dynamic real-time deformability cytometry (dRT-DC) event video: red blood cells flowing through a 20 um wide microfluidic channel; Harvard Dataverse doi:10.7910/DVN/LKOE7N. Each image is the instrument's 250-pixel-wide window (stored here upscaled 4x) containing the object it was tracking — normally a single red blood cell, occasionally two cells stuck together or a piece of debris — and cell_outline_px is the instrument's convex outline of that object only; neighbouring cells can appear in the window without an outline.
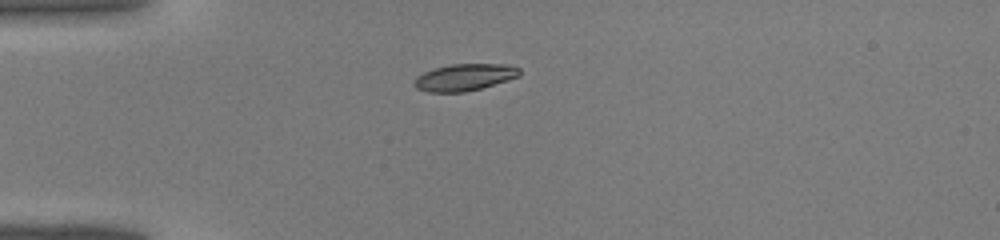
{"species": "common noctule bat (a hibernating species)", "species_latin": "Nyctalus noctula", "temperature_condition": "warm", "stored_images_in_passage": 32, "camera_frame_rate_fps": 3000, "um_per_image_px": 0.085, "animal": {"sex": "male", "body_mass_g": 19.0, "forearm_length_mm": 50.8}, "frame": {"image": 1, "passage_image": 1, "time_ms": 0.0, "image_size_px": [1000, 240], "cell_outline_px": [[520, 76], [480, 88], [464, 92], [428, 92], [416, 88], [412, 84], [416, 76], [432, 68], [452, 64], [508, 64], [520, 68]], "centroid_in_image_um": [39.45, 6.56], "position_along_channel_um": 45.6, "area_um2": 16.53}}
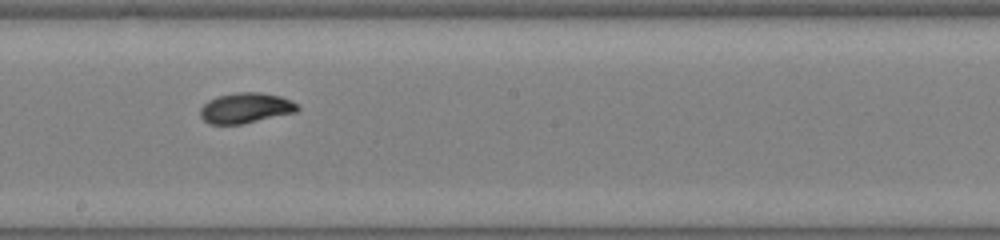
{"frame": {"image": 2, "passage_image": 14, "time_ms": 4.333, "image_size_px": [1000, 240], "cell_outline_px": [[300, 108], [296, 112], [240, 124], [212, 124], [204, 120], [200, 116], [200, 108], [208, 100], [216, 96], [236, 92], [260, 92], [280, 96], [292, 100]], "centroid_in_image_um": [20.87, 9.16], "position_along_channel_um": 227.3, "area_um2": 17.17}}
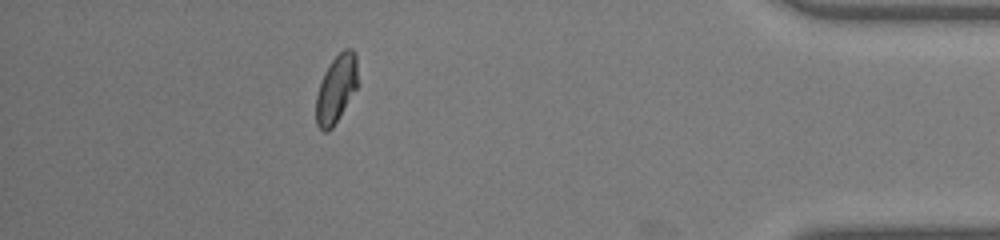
{"frame": {"image": 3, "passage_image": 28, "time_ms": 9.0, "image_size_px": [1000, 240], "cell_outline_px": [[360, 84], [332, 128], [328, 132], [324, 132], [316, 124], [316, 96], [320, 80], [324, 72], [332, 60], [344, 48], [352, 48], [356, 56]], "centroid_in_image_um": [28.61, 7.53], "position_along_channel_um": 406.6, "area_um2": 16.88}}